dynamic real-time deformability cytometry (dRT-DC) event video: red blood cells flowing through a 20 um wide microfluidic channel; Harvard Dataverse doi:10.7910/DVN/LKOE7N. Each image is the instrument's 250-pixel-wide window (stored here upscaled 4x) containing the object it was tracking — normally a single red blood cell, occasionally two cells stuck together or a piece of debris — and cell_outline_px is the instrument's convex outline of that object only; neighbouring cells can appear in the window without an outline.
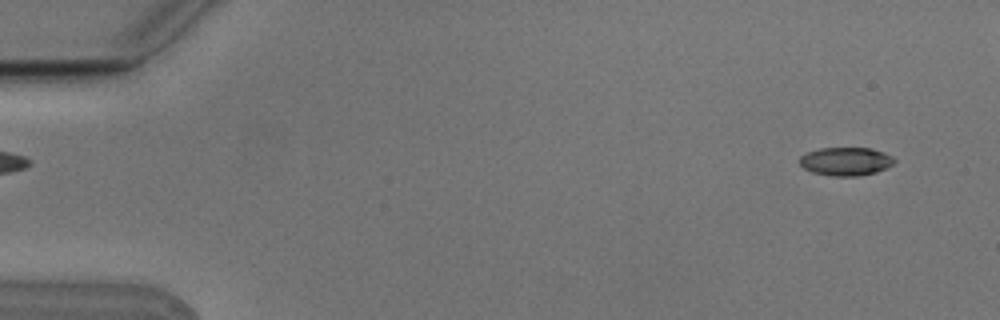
{"species": "Egyptian fruit bat (a non-hibernating species)", "species_latin": "Rousettus aegyptiacus", "temperature_condition": "cold", "stored_images_in_passage": 6, "segment_of_instrument_passage": [2, 2], "camera_frame_rate_fps": 3000, "um_per_image_px": 0.085, "animal": {"sex": "male"}, "frame": {"image": 1, "passage_image": 6, "time_ms": 1.667, "image_size_px": [1000, 320], "cell_outline_px": [[896, 160], [892, 164], [876, 172], [856, 176], [832, 176], [812, 172], [804, 168], [800, 164], [800, 156], [808, 152], [820, 148], [872, 148], [884, 152], [892, 156]], "centroid_in_image_um": [71.89, 13.71], "position_along_channel_um": 13.1, "area_um2": 15.55}}